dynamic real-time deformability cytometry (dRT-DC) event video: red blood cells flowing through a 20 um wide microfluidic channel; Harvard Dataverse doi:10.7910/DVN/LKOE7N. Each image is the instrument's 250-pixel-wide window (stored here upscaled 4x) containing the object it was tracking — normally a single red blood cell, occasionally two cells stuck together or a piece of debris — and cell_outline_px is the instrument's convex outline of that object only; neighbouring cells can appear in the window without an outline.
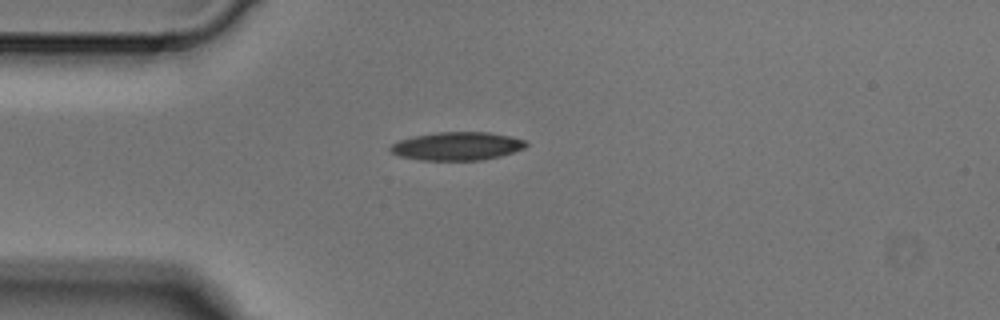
{"species": "Egyptian fruit bat (a non-hibernating species)", "species_latin": "Rousettus aegyptiacus", "temperature_condition": "cold", "stored_images_in_passage": 4, "camera_frame_rate_fps": 3000, "um_per_image_px": 0.085, "animal": {"sex": "male"}, "frame": {"image": 1, "passage_image": 2, "time_ms": 0.333, "image_size_px": [1000, 320], "cell_outline_px": [[528, 144], [524, 148], [500, 156], [480, 160], [420, 160], [400, 156], [392, 152], [388, 148], [392, 144], [400, 140], [416, 136], [436, 132], [488, 132], [508, 136], [524, 140]], "centroid_in_image_um": [38.84, 12.42], "position_along_channel_um": 46.2, "area_um2": 22.08}}
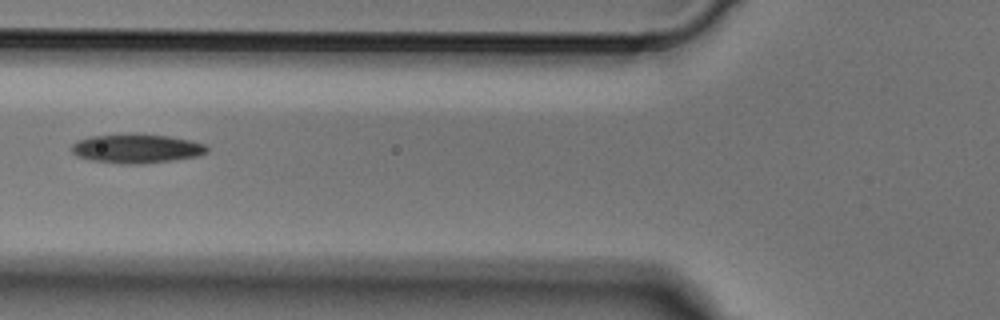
{"frame": {"image": 2, "passage_image": 4, "time_ms": 1.0, "image_size_px": [1000, 320], "cell_outline_px": [[208, 152], [200, 156], [144, 164], [120, 164], [88, 160], [76, 156], [72, 152], [72, 144], [80, 140], [92, 136], [136, 132], [168, 136], [192, 140], [204, 144], [208, 148]], "centroid_in_image_um": [11.62, 12.62], "position_along_channel_um": 114.2, "area_um2": 23.47}}